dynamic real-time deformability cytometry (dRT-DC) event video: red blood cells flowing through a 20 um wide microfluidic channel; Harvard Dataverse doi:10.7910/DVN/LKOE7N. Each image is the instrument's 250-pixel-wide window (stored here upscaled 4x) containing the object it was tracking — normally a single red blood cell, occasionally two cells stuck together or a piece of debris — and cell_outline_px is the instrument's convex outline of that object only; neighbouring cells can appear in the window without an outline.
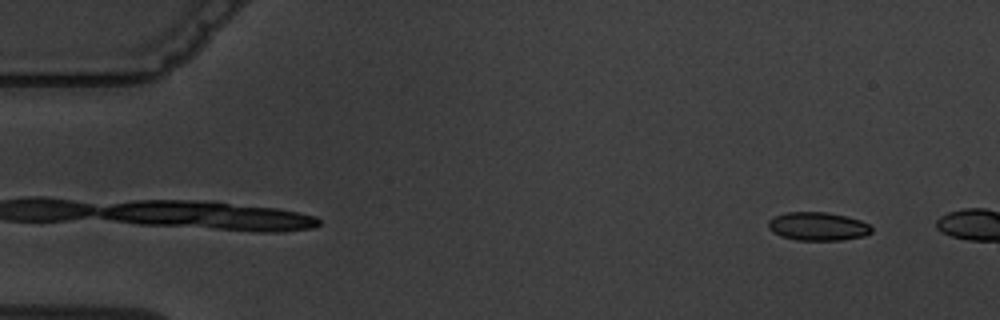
{"species": "common noctule bat (a hibernating species)", "species_latin": "Nyctalus noctula", "temperature_condition": "warm", "stored_images_in_passage": 2, "camera_frame_rate_fps": 3000, "um_per_image_px": 0.085, "animal": {"sex": "male", "body_mass_g": 19.5, "forearm_length_mm": 54.6}, "frame": {"image": 1, "passage_image": 1, "time_ms": 0.0, "image_size_px": [1000, 320], "cell_outline_px": [[872, 232], [864, 236], [840, 240], [796, 240], [780, 236], [772, 232], [768, 228], [768, 220], [776, 216], [788, 212], [828, 212], [860, 220], [868, 224], [872, 228]], "centroid_in_image_um": [69.5, 19.24], "position_along_channel_um": 15.5, "area_um2": 17.05}}